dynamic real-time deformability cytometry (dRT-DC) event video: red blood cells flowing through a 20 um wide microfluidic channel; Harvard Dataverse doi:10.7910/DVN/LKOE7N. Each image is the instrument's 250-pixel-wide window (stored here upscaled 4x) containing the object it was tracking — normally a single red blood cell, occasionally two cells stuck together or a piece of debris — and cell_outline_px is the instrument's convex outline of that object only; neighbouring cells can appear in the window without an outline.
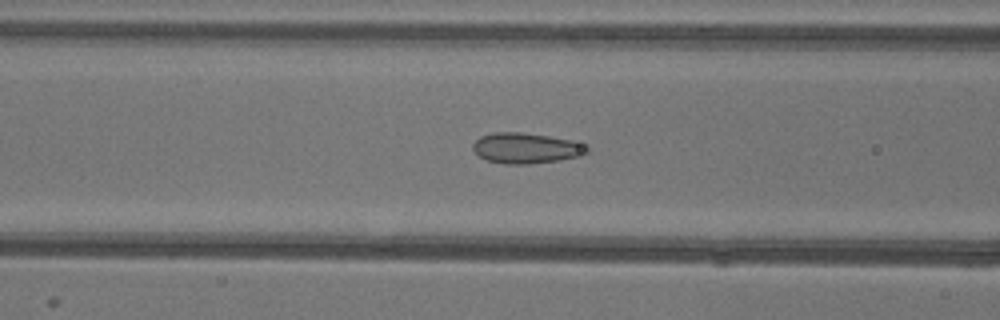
{"species": "common noctule bat (a hibernating species)", "species_latin": "Nyctalus noctula", "temperature_condition": "warm", "stored_images_in_passage": 24, "camera_frame_rate_fps": 3000, "um_per_image_px": 0.085, "animal": {"sex": "female"}, "frame": {"image": 1, "passage_image": 7, "time_ms": 2.0, "image_size_px": [1000, 320], "cell_outline_px": [[588, 152], [580, 156], [560, 160], [528, 164], [504, 164], [488, 160], [480, 156], [472, 148], [472, 144], [480, 136], [496, 132], [520, 132], [548, 136], [572, 140], [588, 148]], "centroid_in_image_um": [44.69, 12.59], "position_along_channel_um": 121.9, "area_um2": 20.11}}
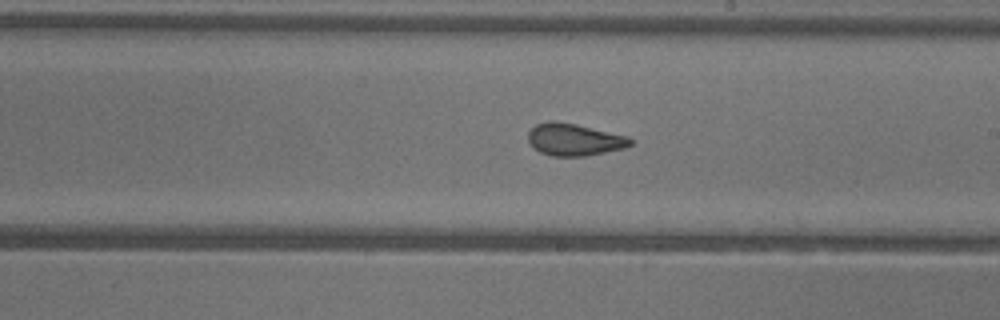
{"frame": {"image": 2, "passage_image": 16, "time_ms": 5.0, "image_size_px": [1000, 320], "cell_outline_px": [[636, 140], [632, 144], [624, 148], [584, 156], [552, 156], [540, 152], [532, 148], [528, 140], [528, 132], [536, 124], [548, 120], [556, 120], [576, 124], [628, 136]], "centroid_in_image_um": [48.8, 11.85], "position_along_channel_um": 240.2, "area_um2": 19.36}}
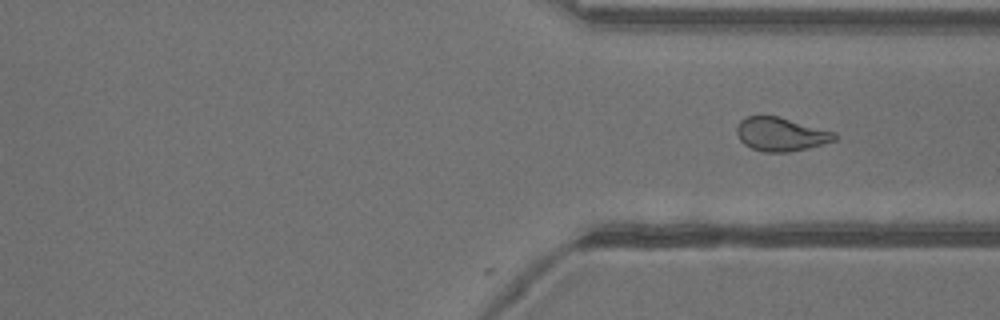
{"frame": {"image": 3, "passage_image": 24, "time_ms": 7.667, "image_size_px": [1000, 320], "cell_outline_px": [[840, 136], [836, 140], [808, 148], [788, 152], [764, 152], [752, 148], [744, 144], [740, 140], [736, 132], [736, 128], [740, 120], [748, 116], [776, 116], [836, 132]], "centroid_in_image_um": [66.39, 11.42], "position_along_channel_um": 345.0, "area_um2": 19.13}}